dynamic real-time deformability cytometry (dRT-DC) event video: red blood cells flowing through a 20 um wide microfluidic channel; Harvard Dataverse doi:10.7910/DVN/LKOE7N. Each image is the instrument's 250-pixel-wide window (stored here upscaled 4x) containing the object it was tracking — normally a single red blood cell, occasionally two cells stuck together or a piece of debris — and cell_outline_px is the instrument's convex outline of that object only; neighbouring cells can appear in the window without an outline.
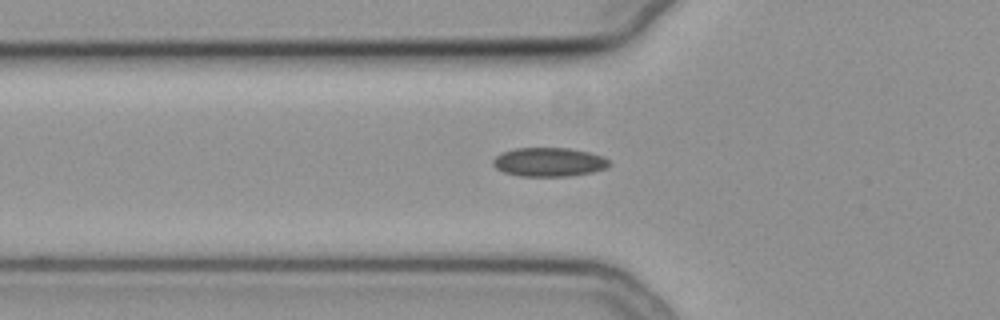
{"species": "common noctule bat (a hibernating species)", "species_latin": "Nyctalus noctula", "temperature_condition": "cold", "stored_images_in_passage": 37, "camera_frame_rate_fps": 3000, "um_per_image_px": 0.085, "animal": {"sex": "female", "body_mass_g": 19.3, "forearm_length_mm": 54.1}, "frame": {"image": 1, "passage_image": 2, "time_ms": 0.333, "image_size_px": [1000, 320], "cell_outline_px": [[612, 164], [608, 168], [592, 172], [568, 176], [520, 176], [504, 172], [496, 168], [492, 164], [492, 160], [496, 156], [504, 152], [516, 148], [568, 148], [588, 152], [600, 156], [608, 160]], "centroid_in_image_um": [46.66, 13.78], "position_along_channel_um": 79.1, "area_um2": 19.48}}
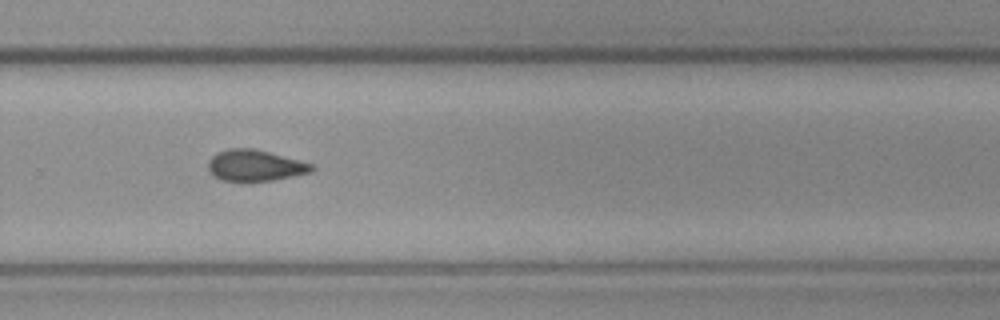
{"frame": {"image": 2, "passage_image": 20, "time_ms": 6.333, "image_size_px": [1000, 320], "cell_outline_px": [[316, 168], [312, 172], [272, 180], [220, 180], [212, 176], [208, 168], [208, 160], [212, 156], [228, 148], [252, 148], [300, 160], [312, 164]], "centroid_in_image_um": [21.67, 14.06], "position_along_channel_um": 308.1, "area_um2": 18.61}}
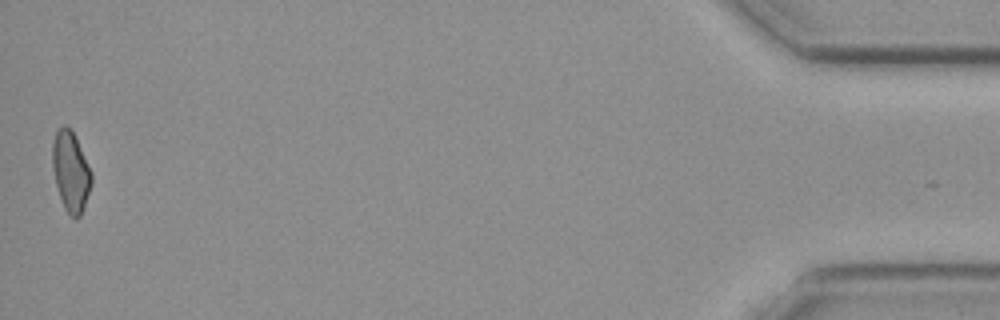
{"frame": {"image": 3, "passage_image": 37, "time_ms": 12.0, "image_size_px": [1000, 320], "cell_outline_px": [[92, 184], [80, 216], [76, 220], [68, 216], [64, 208], [56, 184], [52, 168], [52, 144], [56, 132], [64, 124], [72, 132], [92, 172]], "centroid_in_image_um": [6.01, 14.64], "position_along_channel_um": 429.2, "area_um2": 18.03}, "authors_computed_cell_mechanics": {"area_um2": 18.7272, "velocity_mm_per_s": 3.8144, "shape_relaxation_time_tau1_ms": null, "shape_relaxation_time_tau2_ms": 10.1471, "deformation_change_tau1": null, "deformation_change_tau2": 0.1552}}